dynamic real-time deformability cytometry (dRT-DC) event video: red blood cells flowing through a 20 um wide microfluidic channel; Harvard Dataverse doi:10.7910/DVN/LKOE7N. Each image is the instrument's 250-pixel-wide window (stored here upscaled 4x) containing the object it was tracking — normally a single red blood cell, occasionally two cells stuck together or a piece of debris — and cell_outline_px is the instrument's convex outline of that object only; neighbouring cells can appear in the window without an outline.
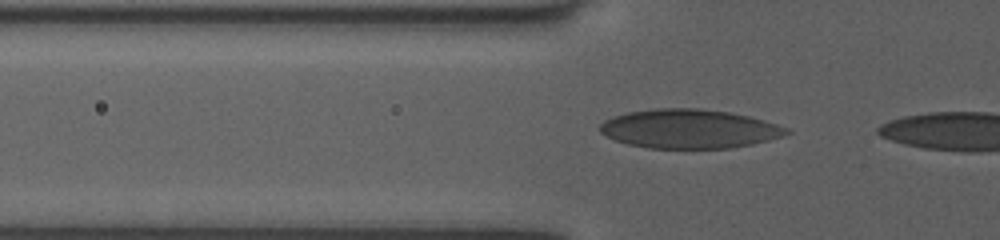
{"species": "human", "species_latin": "Homo sapiens", "temperature_condition": "room temperature", "stored_images_in_passage": 27, "camera_frame_rate_fps": 3000, "um_per_image_px": 0.085, "donor": {"sex": "female"}, "frame": {"image": 1, "passage_image": 2, "time_ms": 0.333, "image_size_px": [1000, 240], "cell_outline_px": [[792, 132], [768, 140], [752, 144], [732, 148], [648, 148], [628, 144], [616, 140], [600, 132], [600, 124], [604, 120], [612, 116], [628, 112], [656, 108], [700, 108], [728, 112], [748, 116], [776, 124], [788, 128]], "centroid_in_image_um": [58.57, 10.95], "position_along_channel_um": 67.2, "area_um2": 42.25}}
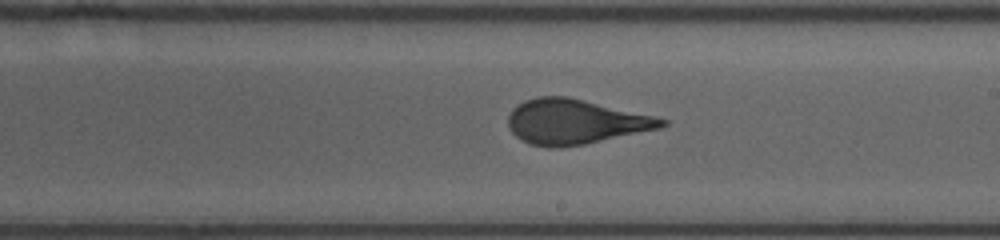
{"frame": {"image": 2, "passage_image": 15, "time_ms": 4.667, "image_size_px": [1000, 240], "cell_outline_px": [[668, 124], [660, 128], [584, 144], [560, 148], [548, 148], [528, 144], [520, 140], [508, 128], [508, 116], [512, 108], [524, 100], [536, 96], [568, 96], [652, 116], [668, 120]], "centroid_in_image_um": [48.81, 10.35], "position_along_channel_um": 240.2, "area_um2": 40.11}}
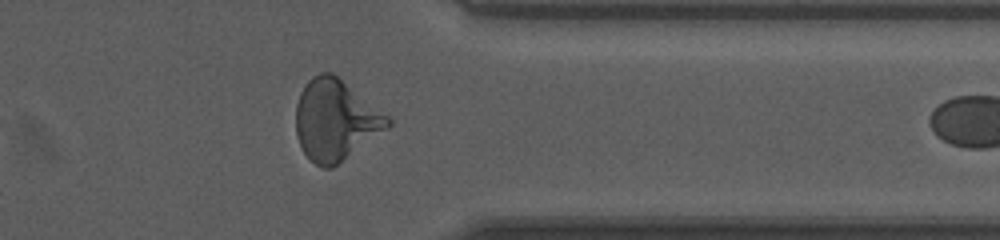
{"frame": {"image": 3, "passage_image": 26, "time_ms": 8.333, "image_size_px": [1000, 240], "cell_outline_px": [[392, 124], [388, 128], [332, 168], [324, 168], [316, 164], [304, 152], [296, 136], [296, 104], [300, 92], [308, 80], [312, 76], [320, 72], [332, 72], [388, 116], [392, 120]], "centroid_in_image_um": [28.49, 10.19], "position_along_channel_um": 382.9, "area_um2": 42.83}}